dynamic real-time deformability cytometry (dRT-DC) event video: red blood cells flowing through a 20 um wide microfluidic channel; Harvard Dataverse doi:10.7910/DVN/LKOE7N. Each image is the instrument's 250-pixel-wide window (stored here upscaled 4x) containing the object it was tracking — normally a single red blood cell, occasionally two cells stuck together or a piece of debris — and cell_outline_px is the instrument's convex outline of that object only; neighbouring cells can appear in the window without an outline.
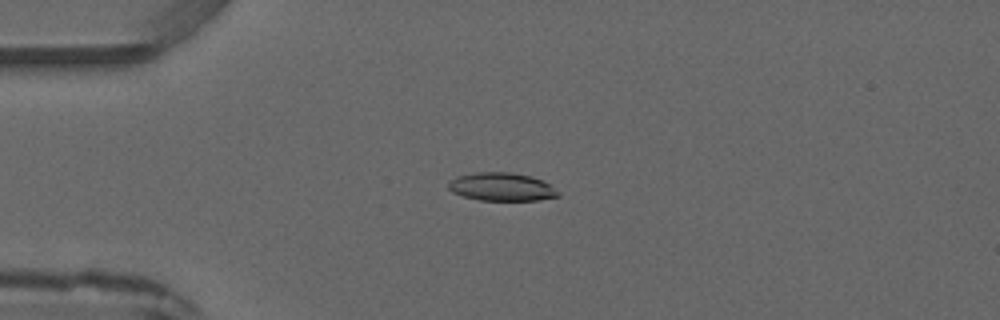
{"species": "common noctule bat (a hibernating species)", "species_latin": "Nyctalus noctula", "temperature_condition": "warm", "stored_images_in_passage": 5, "camera_frame_rate_fps": 3000, "um_per_image_px": 0.085, "animal": {"sex": "male", "forearm_length_mm": 52.5}, "frame": {"image": 1, "passage_image": 4, "time_ms": 3.667, "image_size_px": [1000, 320], "cell_outline_px": [[560, 196], [540, 200], [480, 200], [464, 196], [452, 192], [448, 188], [448, 180], [456, 176], [476, 172], [508, 172], [532, 176], [548, 184], [560, 192]], "centroid_in_image_um": [42.62, 15.88], "position_along_channel_um": 42.4, "area_um2": 18.03}}